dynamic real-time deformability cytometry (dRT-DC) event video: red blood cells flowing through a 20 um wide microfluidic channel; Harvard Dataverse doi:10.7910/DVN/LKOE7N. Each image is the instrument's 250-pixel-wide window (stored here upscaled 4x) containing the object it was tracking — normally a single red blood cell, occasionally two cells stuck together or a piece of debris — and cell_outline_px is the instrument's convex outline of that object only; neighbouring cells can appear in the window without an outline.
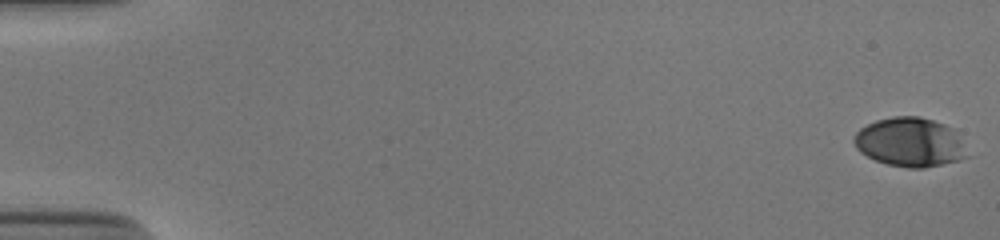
{"species": "human", "species_latin": "Homo sapiens", "temperature_condition": "cold", "stored_images_in_passage": 54, "camera_frame_rate_fps": 3000, "um_per_image_px": 0.085, "donor": {"sex": "male"}, "frame": {"image": 1, "passage_image": 1, "time_ms": 0.0, "image_size_px": [1000, 240], "cell_outline_px": [[972, 156], [960, 160], [924, 168], [908, 168], [888, 164], [876, 160], [860, 152], [856, 148], [852, 140], [852, 136], [860, 128], [876, 120], [892, 116], [920, 116], [944, 124], [952, 128]], "centroid_in_image_um": [77.35, 12.09], "position_along_channel_um": 7.6, "area_um2": 32.66}}
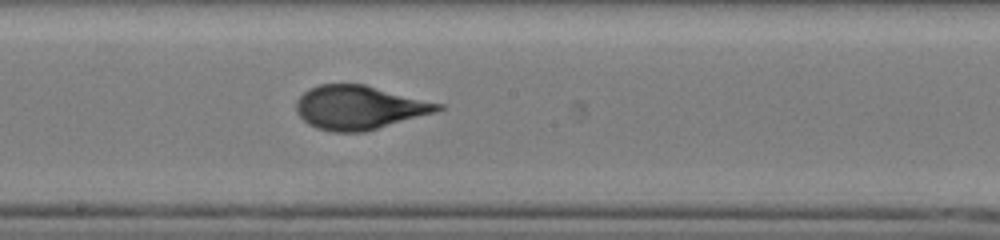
{"frame": {"image": 2, "passage_image": 31, "time_ms": 10.0, "image_size_px": [1000, 240], "cell_outline_px": [[444, 108], [436, 112], [364, 132], [332, 132], [316, 128], [308, 124], [296, 112], [296, 100], [308, 88], [320, 84], [364, 84], [444, 104]], "centroid_in_image_um": [30.52, 9.13], "position_along_channel_um": 217.7, "area_um2": 36.24}}
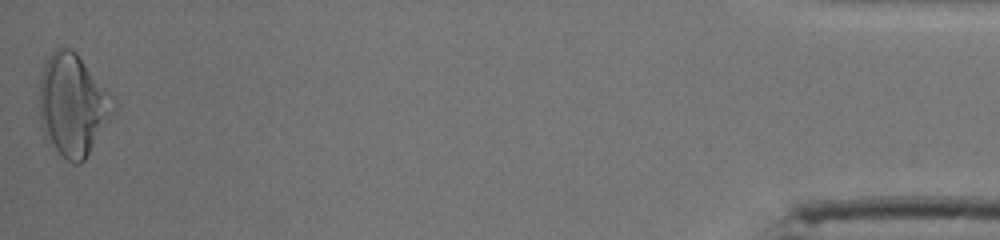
{"frame": {"image": 3, "passage_image": 54, "time_ms": 17.667, "image_size_px": [1000, 240], "cell_outline_px": [[116, 104], [108, 120], [84, 160], [80, 164], [72, 164], [48, 144], [44, 136], [40, 124], [40, 76], [44, 64], [52, 52], [60, 44], [72, 48], [76, 52], [116, 100]], "centroid_in_image_um": [6.15, 8.9], "position_along_channel_um": 429.1, "area_um2": 43.87}, "authors_computed_cell_mechanics": {"area_um2": 35.1135, "velocity_mm_per_s": 3.8769, "shape_relaxation_time_tau1_ms": 3.7276, "shape_relaxation_time_tau2_ms": null, "deformation_change_tau1": 0.1691, "deformation_change_tau2": null}}